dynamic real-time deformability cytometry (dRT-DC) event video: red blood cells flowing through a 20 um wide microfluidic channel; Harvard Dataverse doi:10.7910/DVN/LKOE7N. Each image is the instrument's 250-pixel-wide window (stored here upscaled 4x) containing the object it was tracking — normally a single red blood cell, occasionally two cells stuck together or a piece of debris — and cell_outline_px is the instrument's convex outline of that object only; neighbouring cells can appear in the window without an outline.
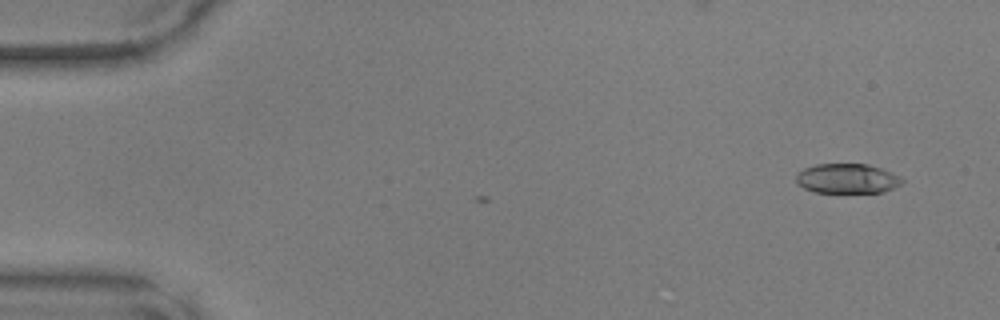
{"species": "common noctule bat (a hibernating species)", "species_latin": "Nyctalus noctula", "temperature_condition": "warm", "stored_images_in_passage": 4, "camera_frame_rate_fps": 3000, "um_per_image_px": 0.085, "animal": {"sex": "male", "body_mass_g": 17.9, "forearm_length_mm": 54.2}, "frame": {"image": 1, "passage_image": 1, "time_ms": 0.0, "image_size_px": [1000, 320], "cell_outline_px": [[904, 180], [900, 184], [884, 192], [812, 192], [796, 184], [796, 176], [804, 168], [816, 164], [868, 164], [880, 168], [900, 176]], "centroid_in_image_um": [71.99, 15.18], "position_along_channel_um": 13.0, "area_um2": 18.26}}